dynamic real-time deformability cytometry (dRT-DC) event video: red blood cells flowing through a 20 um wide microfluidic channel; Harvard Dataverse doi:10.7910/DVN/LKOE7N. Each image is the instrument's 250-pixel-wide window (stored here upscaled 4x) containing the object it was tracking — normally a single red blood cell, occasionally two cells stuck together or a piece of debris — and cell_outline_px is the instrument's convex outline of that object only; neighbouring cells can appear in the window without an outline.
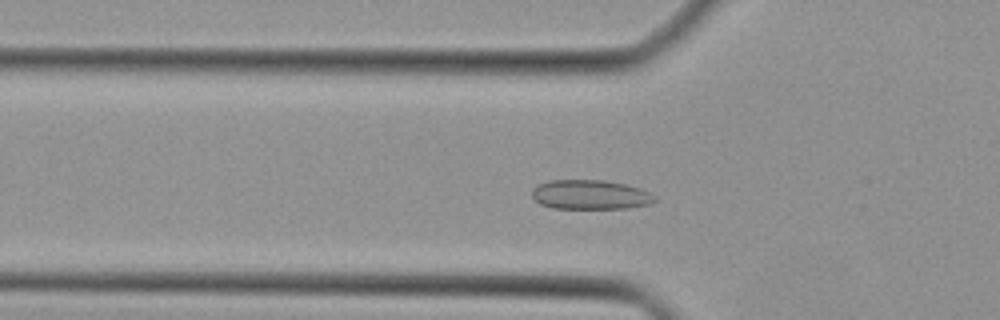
{"species": "Egyptian fruit bat (a non-hibernating species)", "species_latin": "Rousettus aegyptiacus", "temperature_condition": "cold", "stored_images_in_passage": 42, "camera_frame_rate_fps": 3000, "um_per_image_px": 0.085, "animal": {"sex": "female"}, "frame": {"image": 1, "passage_image": 12, "time_ms": 3.667, "image_size_px": [1000, 320], "cell_outline_px": [[656, 200], [652, 204], [628, 208], [552, 208], [540, 204], [532, 196], [532, 188], [548, 180], [604, 180], [624, 184], [640, 188], [648, 192]], "centroid_in_image_um": [50.16, 16.55], "position_along_channel_um": 75.6, "area_um2": 20.98}}
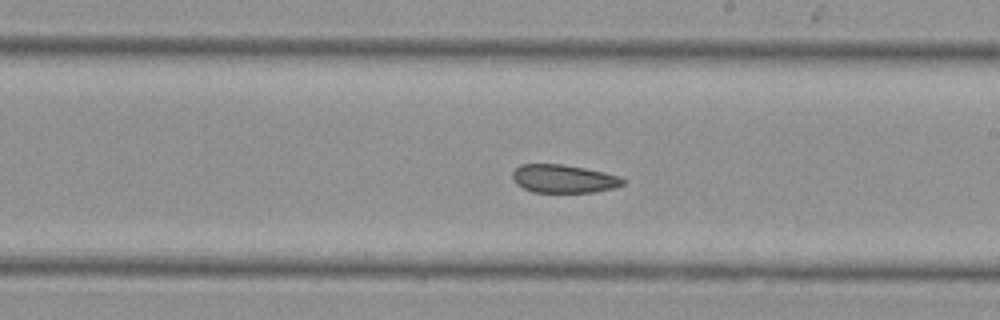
{"frame": {"image": 2, "passage_image": 23, "time_ms": 7.333, "image_size_px": [1000, 320], "cell_outline_px": [[628, 180], [624, 184], [616, 188], [592, 192], [532, 192], [516, 184], [512, 176], [512, 172], [520, 164], [564, 164], [584, 168], [620, 176]], "centroid_in_image_um": [47.93, 15.19], "position_along_channel_um": 241.1, "area_um2": 18.26}}
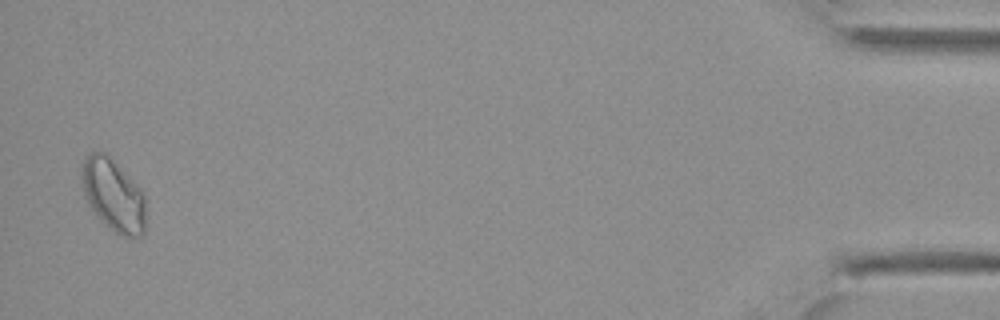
{"frame": {"image": 3, "passage_image": 41, "time_ms": 13.333, "image_size_px": [1000, 320], "cell_outline_px": [[144, 232], [140, 236], [124, 236], [116, 232], [88, 204], [84, 196], [80, 176], [80, 168], [84, 160], [92, 152], [104, 152], [144, 192]], "centroid_in_image_um": [9.61, 16.55], "position_along_channel_um": 425.6, "area_um2": 26.18}}